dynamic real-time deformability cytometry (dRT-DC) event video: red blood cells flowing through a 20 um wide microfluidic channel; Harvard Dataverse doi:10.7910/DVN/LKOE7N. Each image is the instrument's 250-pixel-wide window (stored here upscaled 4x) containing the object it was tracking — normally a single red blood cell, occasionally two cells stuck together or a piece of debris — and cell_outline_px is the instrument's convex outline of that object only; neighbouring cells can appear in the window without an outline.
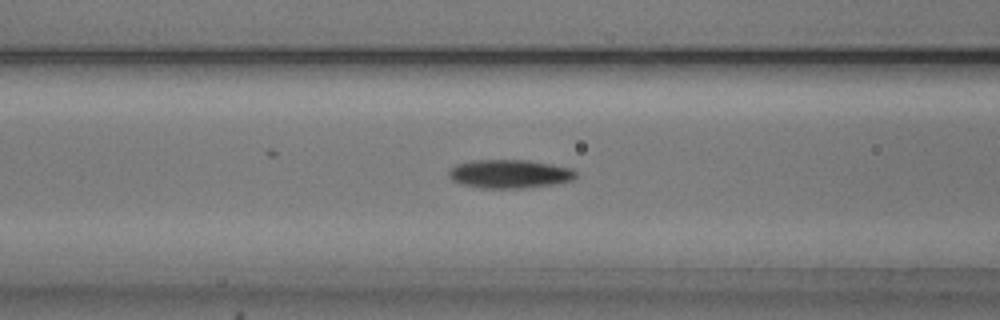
{"species": "common noctule bat (a hibernating species)", "species_latin": "Nyctalus noctula", "temperature_condition": "cold", "stored_images_in_passage": 53, "camera_frame_rate_fps": 3000, "um_per_image_px": 0.085, "animal": {"sex": "male", "body_mass_g": 20.5, "forearm_length_mm": 52.5}, "frame": {"image": 1, "passage_image": 21, "time_ms": 6.667, "image_size_px": [1000, 320], "cell_outline_px": [[576, 176], [572, 180], [556, 184], [524, 188], [480, 188], [460, 184], [452, 180], [448, 176], [448, 172], [456, 164], [472, 160], [528, 160], [552, 164], [572, 168], [576, 172]], "centroid_in_image_um": [43.31, 14.78], "position_along_channel_um": 123.3, "area_um2": 21.33}}
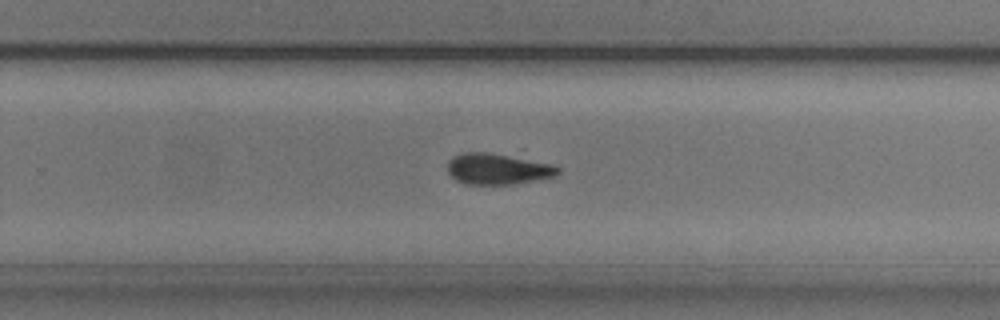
{"frame": {"image": 2, "passage_image": 34, "time_ms": 11.0, "image_size_px": [1000, 320], "cell_outline_px": [[560, 172], [556, 176], [512, 184], [464, 184], [456, 180], [448, 172], [448, 160], [452, 156], [464, 152], [484, 152], [556, 164], [560, 168]], "centroid_in_image_um": [42.31, 14.36], "position_along_channel_um": 287.5, "area_um2": 19.88}}
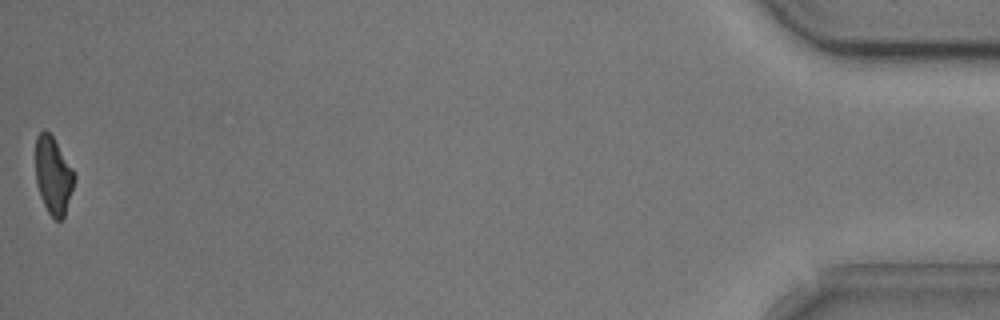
{"frame": {"image": 3, "passage_image": 53, "time_ms": 17.333, "image_size_px": [1000, 320], "cell_outline_px": [[76, 176], [64, 216], [60, 220], [56, 220], [48, 212], [40, 196], [36, 184], [36, 136], [44, 128], [52, 136], [72, 168]], "centroid_in_image_um": [4.51, 14.91], "position_along_channel_um": 430.7, "area_um2": 17.22}, "authors_computed_cell_mechanics": {"area_um2": 19.7676, "velocity_mm_per_s": 3.8133, "shape_relaxation_time_tau1_ms": 6.871, "shape_relaxation_time_tau2_ms": null, "deformation_change_tau1": 0.1916, "deformation_change_tau2": null}}